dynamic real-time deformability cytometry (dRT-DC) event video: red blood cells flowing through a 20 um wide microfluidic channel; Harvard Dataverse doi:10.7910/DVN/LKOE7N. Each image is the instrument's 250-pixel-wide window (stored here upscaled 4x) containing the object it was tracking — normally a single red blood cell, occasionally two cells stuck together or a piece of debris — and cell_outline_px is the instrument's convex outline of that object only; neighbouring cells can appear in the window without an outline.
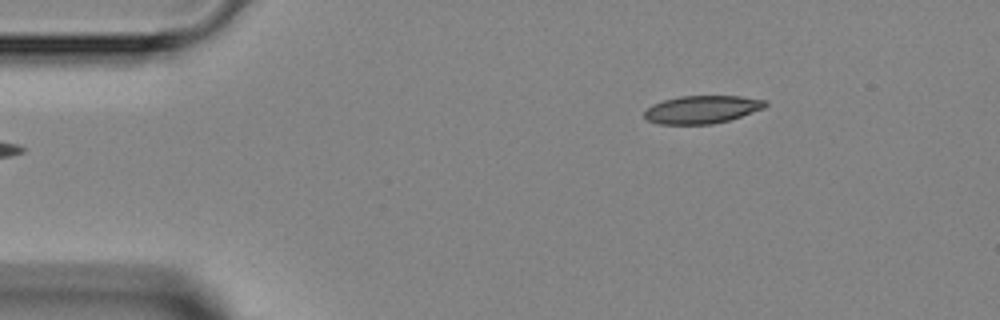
{"species": "Egyptian fruit bat (a non-hibernating species)", "species_latin": "Rousettus aegyptiacus", "temperature_condition": "room temperature", "stored_images_in_passage": 3, "camera_frame_rate_fps": 3000, "um_per_image_px": 0.085, "animal": {"sex": "female"}, "frame": {"image": 1, "passage_image": 1, "time_ms": 0.0, "image_size_px": [1000, 320], "cell_outline_px": [[768, 104], [764, 108], [728, 120], [712, 124], [660, 124], [648, 120], [644, 116], [644, 112], [652, 104], [664, 100], [680, 96], [740, 96], [764, 100]], "centroid_in_image_um": [59.65, 9.3], "position_along_channel_um": 25.3, "area_um2": 19.42}}
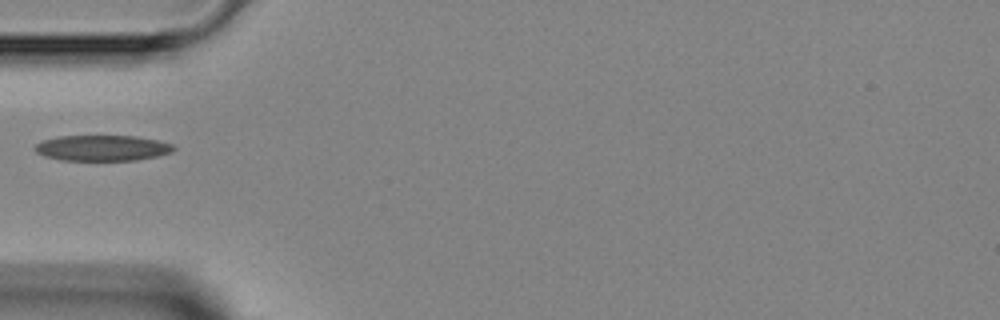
{"frame": {"image": 2, "passage_image": 3, "time_ms": 2.667, "image_size_px": [1000, 320], "cell_outline_px": [[176, 148], [172, 152], [156, 156], [136, 160], [60, 160], [44, 156], [36, 152], [32, 148], [36, 144], [44, 140], [56, 136], [136, 136], [156, 140], [172, 144]], "centroid_in_image_um": [8.66, 12.58], "position_along_channel_um": 76.3, "area_um2": 20.75}}